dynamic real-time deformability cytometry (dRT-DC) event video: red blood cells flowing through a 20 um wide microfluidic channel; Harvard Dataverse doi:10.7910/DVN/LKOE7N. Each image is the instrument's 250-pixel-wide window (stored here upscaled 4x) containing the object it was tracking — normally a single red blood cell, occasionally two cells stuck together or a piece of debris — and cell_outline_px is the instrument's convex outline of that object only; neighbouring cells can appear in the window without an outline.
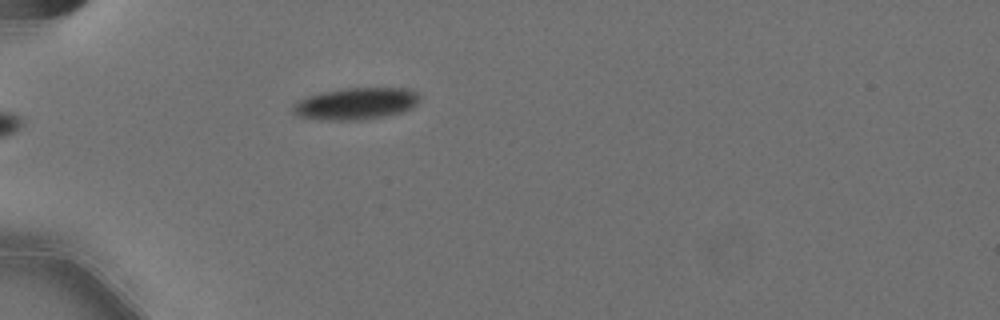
{"species": "Egyptian fruit bat (a non-hibernating species)", "species_latin": "Rousettus aegyptiacus", "temperature_condition": "cold", "stored_images_in_passage": 6, "camera_frame_rate_fps": 3000, "um_per_image_px": 0.085, "animal": {"sex": "female"}, "frame": {"image": 1, "passage_image": 1, "time_ms": 0.0, "image_size_px": [1000, 320], "cell_outline_px": [[420, 96], [416, 104], [412, 108], [404, 112], [384, 116], [360, 120], [320, 120], [300, 116], [292, 112], [292, 104], [308, 96], [320, 92], [348, 88], [408, 88], [416, 92]], "centroid_in_image_um": [30.26, 8.81], "position_along_channel_um": 54.7, "area_um2": 23.58}}